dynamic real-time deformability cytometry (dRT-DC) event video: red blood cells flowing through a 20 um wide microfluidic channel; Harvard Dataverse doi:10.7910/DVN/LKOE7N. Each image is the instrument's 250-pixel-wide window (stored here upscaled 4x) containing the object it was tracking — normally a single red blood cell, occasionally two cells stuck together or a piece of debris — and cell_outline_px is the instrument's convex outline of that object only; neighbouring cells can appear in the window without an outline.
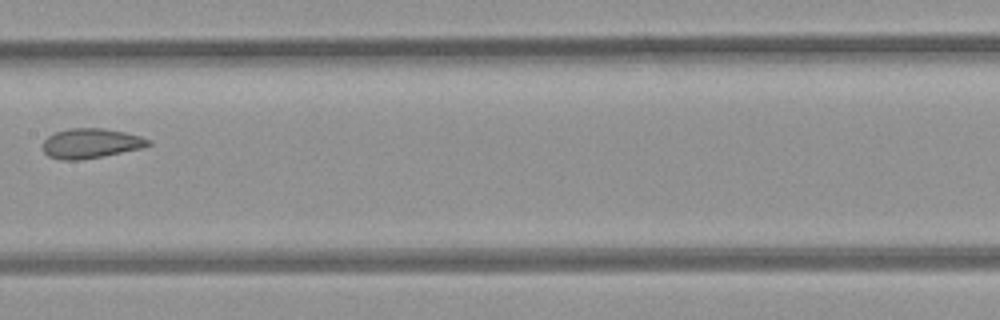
{"species": "common noctule bat (a hibernating species)", "species_latin": "Nyctalus noctula", "temperature_condition": "room temperature", "stored_images_in_passage": 10, "camera_frame_rate_fps": 3000, "um_per_image_px": 0.085, "animal": {"sex": "female", "body_mass_g": 21.9}, "frame": {"image": 1, "passage_image": 9, "time_ms": 2.667, "image_size_px": [1000, 320], "cell_outline_px": [[152, 144], [144, 148], [104, 156], [80, 160], [60, 160], [48, 156], [44, 152], [44, 140], [48, 136], [56, 132], [68, 128], [104, 128], [124, 132], [140, 136], [152, 140]], "centroid_in_image_um": [7.76, 12.19], "position_along_channel_um": 199.6, "area_um2": 18.5}}
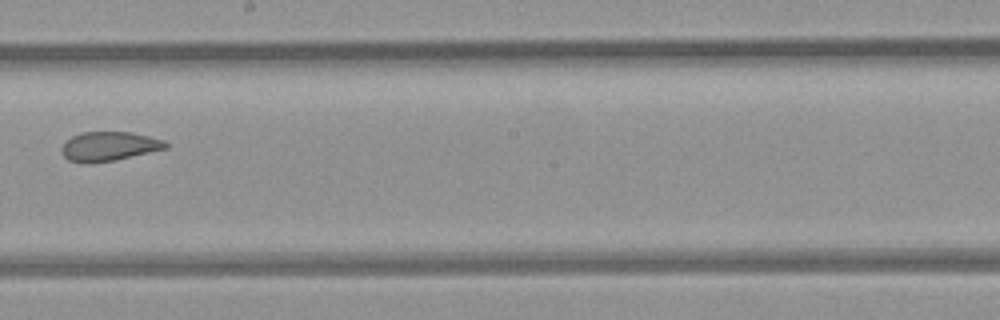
{"frame": {"image": 2, "passage_image": 10, "time_ms": 3.0, "image_size_px": [1000, 320], "cell_outline_px": [[168, 148], [116, 160], [68, 160], [64, 156], [60, 148], [72, 136], [80, 132], [132, 132], [164, 140], [168, 144]], "centroid_in_image_um": [9.33, 12.39], "position_along_channel_um": 238.9, "area_um2": 17.11}}